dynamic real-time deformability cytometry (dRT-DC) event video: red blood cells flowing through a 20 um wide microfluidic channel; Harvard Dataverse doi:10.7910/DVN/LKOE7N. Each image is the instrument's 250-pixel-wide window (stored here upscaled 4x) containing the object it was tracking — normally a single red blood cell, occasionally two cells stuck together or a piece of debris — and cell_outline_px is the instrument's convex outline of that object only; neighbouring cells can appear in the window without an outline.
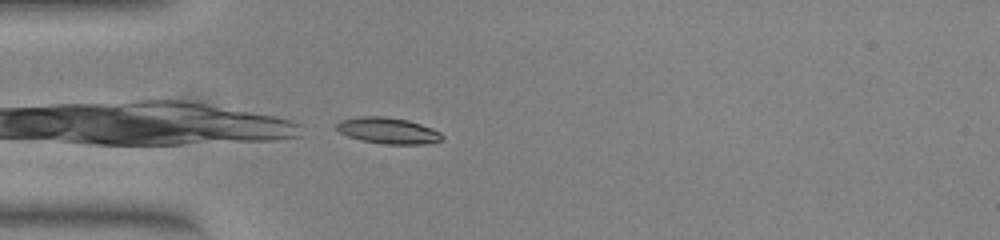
{"species": "common noctule bat (a hibernating species)", "species_latin": "Nyctalus noctula", "temperature_condition": "warm", "stored_images_in_passage": 31, "camera_frame_rate_fps": 3000, "um_per_image_px": 0.085, "animal": {"sex": "female", "body_mass_g": 23.0, "forearm_length_mm": 53.4}, "frame": {"image": 1, "passage_image": 1, "time_ms": 0.0, "image_size_px": [1000, 240], "cell_outline_px": [[444, 140], [424, 144], [384, 144], [360, 140], [348, 136], [340, 132], [336, 128], [336, 124], [340, 120], [360, 116], [384, 116], [408, 120], [432, 128], [440, 132], [444, 136]], "centroid_in_image_um": [32.99, 11.1], "position_along_channel_um": 52.0, "area_um2": 16.18}}
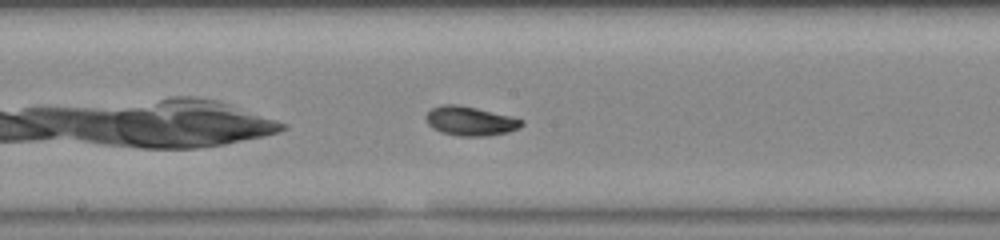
{"frame": {"image": 2, "passage_image": 14, "time_ms": 4.333, "image_size_px": [1000, 240], "cell_outline_px": [[524, 124], [520, 128], [508, 132], [488, 136], [460, 136], [440, 132], [432, 128], [428, 124], [424, 116], [432, 108], [440, 104], [460, 104], [512, 116], [524, 120]], "centroid_in_image_um": [39.98, 10.28], "position_along_channel_um": 208.2, "area_um2": 16.59}}
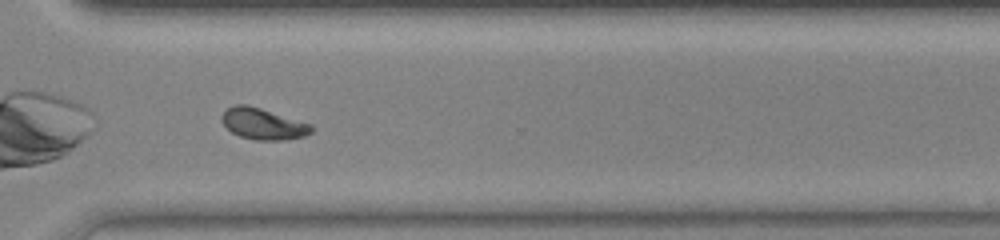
{"frame": {"image": 3, "passage_image": 25, "time_ms": 8.0, "image_size_px": [1000, 240], "cell_outline_px": [[312, 132], [304, 136], [284, 140], [256, 140], [240, 136], [232, 132], [220, 120], [220, 116], [228, 108], [236, 104], [248, 104], [312, 124]], "centroid_in_image_um": [22.35, 10.52], "position_along_channel_um": 348.2, "area_um2": 16.3}, "authors_computed_cell_mechanics": {"area_um2": 15.8372, "velocity_mm_per_s": 3.8133, "shape_relaxation_time_tau1_ms": 4.3548, "shape_relaxation_time_tau2_ms": 1.9951, "deformation_change_tau1": 0.1497, "deformation_change_tau2": 0.0575}}